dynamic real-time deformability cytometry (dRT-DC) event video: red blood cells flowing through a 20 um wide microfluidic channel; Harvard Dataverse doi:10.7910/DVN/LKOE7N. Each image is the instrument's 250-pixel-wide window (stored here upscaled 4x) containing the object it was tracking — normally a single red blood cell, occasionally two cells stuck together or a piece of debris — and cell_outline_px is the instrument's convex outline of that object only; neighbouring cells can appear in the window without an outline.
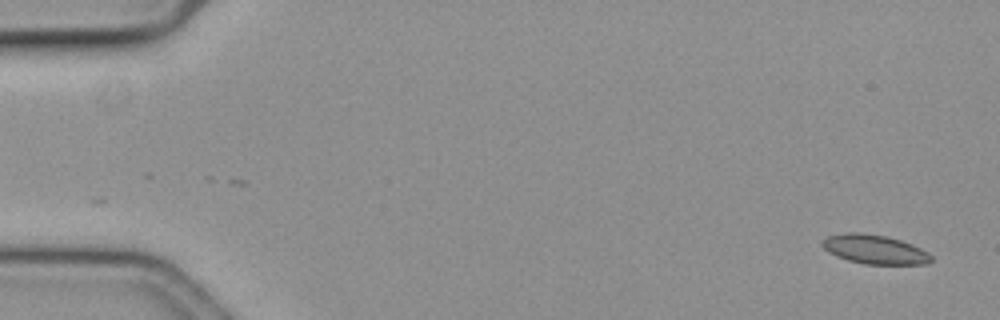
{"species": "common noctule bat (a hibernating species)", "species_latin": "Nyctalus noctula", "temperature_condition": "cold", "stored_images_in_passage": 24, "camera_frame_rate_fps": 3000, "um_per_image_px": 0.085, "animal": {"sex": "female", "body_mass_g": 19.3, "forearm_length_mm": 54.1}, "frame": {"image": 1, "passage_image": 3, "time_ms": 0.667, "image_size_px": [1000, 320], "cell_outline_px": [[932, 260], [928, 264], [864, 264], [848, 260], [836, 256], [828, 252], [820, 244], [820, 240], [828, 236], [844, 232], [860, 232], [888, 236], [912, 244], [928, 252], [932, 256]], "centroid_in_image_um": [74.31, 21.18], "position_along_channel_um": 10.7, "area_um2": 18.73}}
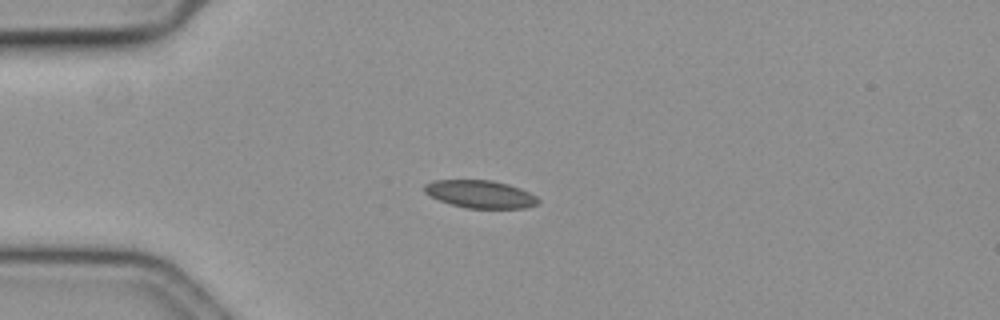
{"frame": {"image": 2, "passage_image": 16, "time_ms": 5.0, "image_size_px": [1000, 320], "cell_outline_px": [[540, 200], [536, 204], [524, 208], [464, 208], [440, 200], [424, 192], [424, 184], [432, 180], [492, 180], [508, 184], [520, 188], [536, 196]], "centroid_in_image_um": [40.81, 16.49], "position_along_channel_um": 44.2, "area_um2": 18.26}}